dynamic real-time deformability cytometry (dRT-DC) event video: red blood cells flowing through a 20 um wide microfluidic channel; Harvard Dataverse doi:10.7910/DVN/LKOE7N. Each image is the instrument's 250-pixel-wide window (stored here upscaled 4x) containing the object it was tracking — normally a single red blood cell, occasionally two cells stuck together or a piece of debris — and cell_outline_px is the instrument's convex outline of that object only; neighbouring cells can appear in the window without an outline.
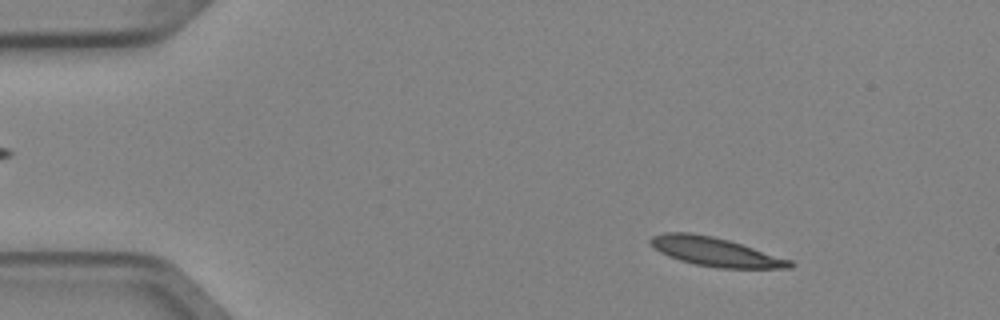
{"species": "Egyptian fruit bat (a non-hibernating species)", "species_latin": "Rousettus aegyptiacus", "temperature_condition": "cold", "stored_images_in_passage": 5, "camera_frame_rate_fps": 3000, "um_per_image_px": 0.085, "animal": {"sex": "female"}, "frame": {"image": 1, "passage_image": 2, "time_ms": 0.333, "image_size_px": [1000, 320], "cell_outline_px": [[796, 264], [792, 268], [716, 268], [696, 264], [680, 260], [668, 256], [652, 248], [648, 244], [648, 240], [652, 236], [664, 232], [688, 232], [712, 236], [728, 240], [792, 260]], "centroid_in_image_um": [60.76, 21.4], "position_along_channel_um": 24.2, "area_um2": 23.52}}
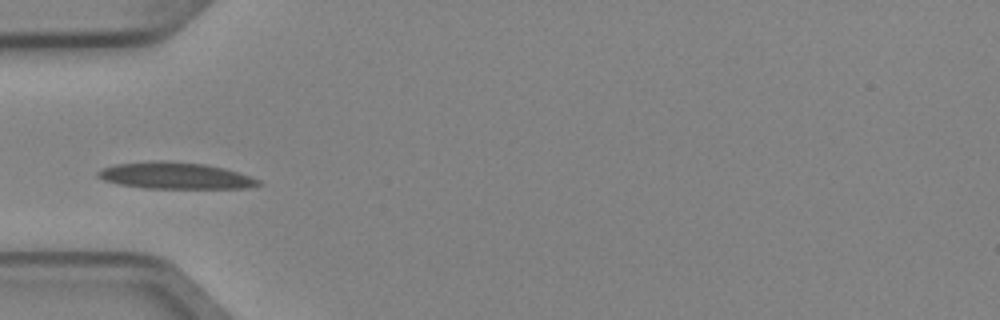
{"frame": {"image": 2, "passage_image": 5, "time_ms": 1.333, "image_size_px": [1000, 320], "cell_outline_px": [[260, 184], [244, 188], [144, 188], [120, 184], [104, 180], [96, 176], [96, 172], [100, 168], [116, 164], [156, 160], [164, 160], [204, 164], [224, 168], [260, 180]], "centroid_in_image_um": [14.82, 14.92], "position_along_channel_um": 70.2, "area_um2": 24.68}}